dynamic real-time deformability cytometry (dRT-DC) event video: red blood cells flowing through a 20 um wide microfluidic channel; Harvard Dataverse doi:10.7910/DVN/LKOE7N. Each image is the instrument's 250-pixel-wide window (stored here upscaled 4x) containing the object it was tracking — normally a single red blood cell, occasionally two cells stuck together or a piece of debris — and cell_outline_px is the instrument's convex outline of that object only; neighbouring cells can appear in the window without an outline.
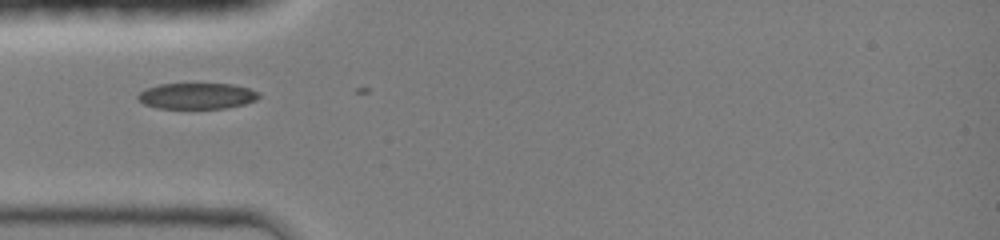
{"species": "common noctule bat (a hibernating species)", "species_latin": "Nyctalus noctula", "temperature_condition": "room temperature", "stored_images_in_passage": 4, "camera_frame_rate_fps": 3000, "um_per_image_px": 0.085, "animal": {"sex": "female", "body_mass_g": 19.0, "forearm_length_mm": 51.5}, "frame": {"image": 1, "passage_image": 3, "time_ms": 0.667, "image_size_px": [1000, 240], "cell_outline_px": [[260, 96], [256, 100], [244, 104], [224, 108], [156, 108], [144, 104], [136, 96], [140, 92], [148, 88], [160, 84], [232, 84], [248, 88], [260, 92]], "centroid_in_image_um": [16.76, 8.15], "position_along_channel_um": 68.2, "area_um2": 18.21}}